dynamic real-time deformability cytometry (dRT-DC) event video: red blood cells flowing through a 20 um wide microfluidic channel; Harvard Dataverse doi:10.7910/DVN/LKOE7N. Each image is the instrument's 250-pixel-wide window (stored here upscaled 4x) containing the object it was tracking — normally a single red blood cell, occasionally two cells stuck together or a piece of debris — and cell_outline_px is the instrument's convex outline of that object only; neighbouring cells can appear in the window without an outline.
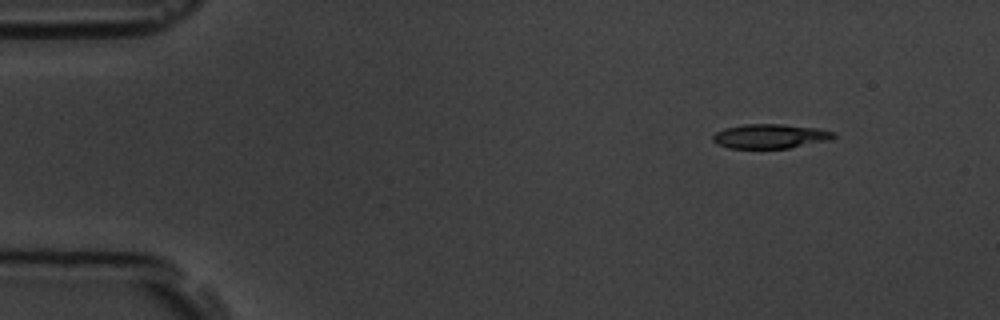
{"species": "common noctule bat (a hibernating species)", "species_latin": "Nyctalus noctula", "temperature_condition": "room temperature", "stored_images_in_passage": 4, "segment_of_instrument_passage": [1, 2], "camera_frame_rate_fps": 3000, "um_per_image_px": 0.085, "animal": {"sex": "male", "body_mass_g": 19.5, "forearm_length_mm": 54.6}, "frame": {"image": 1, "passage_image": 1, "time_ms": 0.0, "image_size_px": [1000, 320], "cell_outline_px": [[836, 136], [828, 140], [788, 148], [728, 148], [716, 144], [712, 140], [712, 136], [716, 132], [724, 128], [744, 124], [784, 124], [820, 128], [836, 132]], "centroid_in_image_um": [65.46, 11.57], "position_along_channel_um": 19.5, "area_um2": 17.28}}